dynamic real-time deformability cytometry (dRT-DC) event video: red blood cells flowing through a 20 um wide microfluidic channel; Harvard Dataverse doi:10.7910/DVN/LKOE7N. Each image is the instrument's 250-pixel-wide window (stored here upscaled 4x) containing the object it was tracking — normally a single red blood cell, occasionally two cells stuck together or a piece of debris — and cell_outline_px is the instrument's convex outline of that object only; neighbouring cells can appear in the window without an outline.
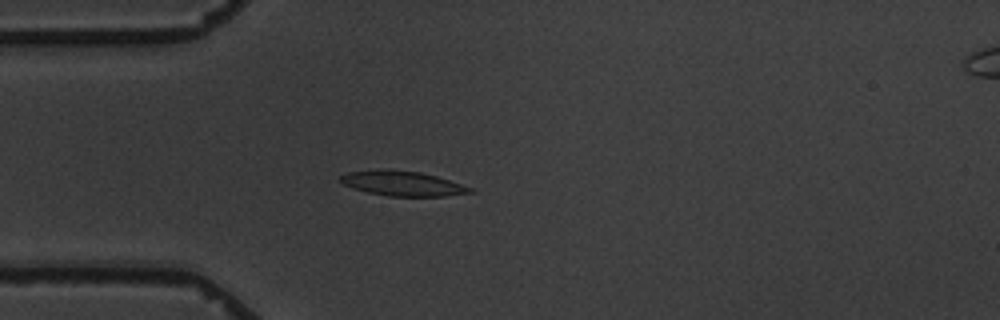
{"species": "common noctule bat (a hibernating species)", "species_latin": "Nyctalus noctula", "temperature_condition": "warm", "stored_images_in_passage": 3, "camera_frame_rate_fps": 3000, "um_per_image_px": 0.085, "animal": {"sex": "male", "body_mass_g": 19.5, "forearm_length_mm": 54.6}, "frame": {"image": 1, "passage_image": 3, "time_ms": 3.333, "image_size_px": [1000, 320], "cell_outline_px": [[476, 192], [444, 196], [388, 196], [368, 192], [352, 188], [344, 184], [340, 180], [340, 176], [348, 172], [384, 168], [388, 168], [420, 172], [436, 176], [476, 188]], "centroid_in_image_um": [34.26, 15.58], "position_along_channel_um": 50.7, "area_um2": 19.02}}